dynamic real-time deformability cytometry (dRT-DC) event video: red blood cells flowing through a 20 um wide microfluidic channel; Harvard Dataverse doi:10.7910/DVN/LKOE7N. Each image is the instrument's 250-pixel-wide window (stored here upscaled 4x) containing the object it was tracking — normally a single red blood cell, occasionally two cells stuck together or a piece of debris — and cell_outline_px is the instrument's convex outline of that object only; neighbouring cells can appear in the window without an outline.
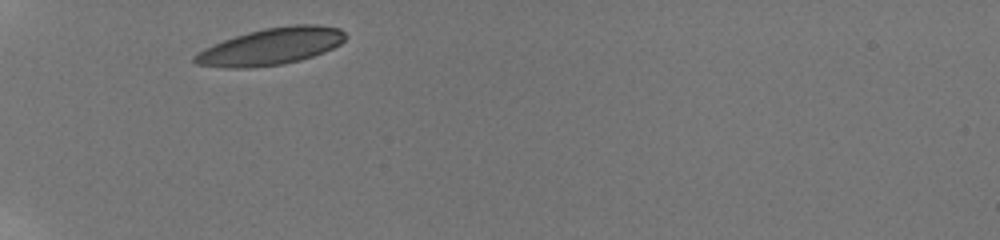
{"species": "human", "species_latin": "Homo sapiens", "temperature_condition": "room temperature", "stored_images_in_passage": 6, "camera_frame_rate_fps": 3000, "um_per_image_px": 0.085, "donor": {"sex": "male"}, "frame": {"image": 1, "passage_image": 1, "time_ms": 0.0, "image_size_px": [1000, 240], "cell_outline_px": [[348, 36], [340, 44], [324, 52], [300, 60], [284, 64], [248, 68], [228, 68], [196, 64], [192, 60], [192, 56], [204, 48], [224, 40], [248, 32], [264, 28], [292, 24], [316, 24], [340, 28]], "centroid_in_image_um": [23.05, 3.95], "position_along_channel_um": 62.0, "area_um2": 32.43}}
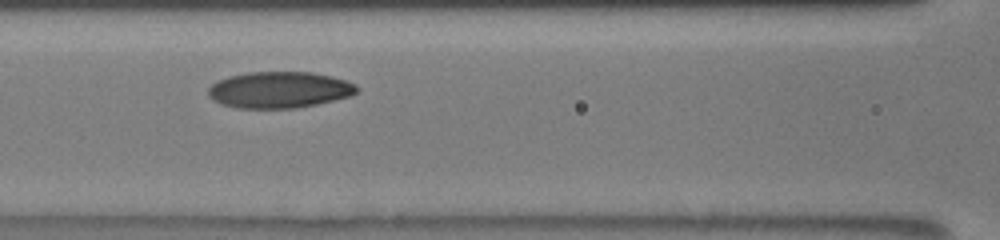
{"frame": {"image": 2, "passage_image": 4, "time_ms": 2.667, "image_size_px": [1000, 240], "cell_outline_px": [[360, 88], [352, 96], [316, 104], [296, 108], [236, 108], [220, 104], [212, 100], [208, 96], [208, 88], [216, 80], [228, 76], [248, 72], [312, 72], [332, 76], [356, 84]], "centroid_in_image_um": [23.72, 7.63], "position_along_channel_um": 142.9, "area_um2": 31.79}}